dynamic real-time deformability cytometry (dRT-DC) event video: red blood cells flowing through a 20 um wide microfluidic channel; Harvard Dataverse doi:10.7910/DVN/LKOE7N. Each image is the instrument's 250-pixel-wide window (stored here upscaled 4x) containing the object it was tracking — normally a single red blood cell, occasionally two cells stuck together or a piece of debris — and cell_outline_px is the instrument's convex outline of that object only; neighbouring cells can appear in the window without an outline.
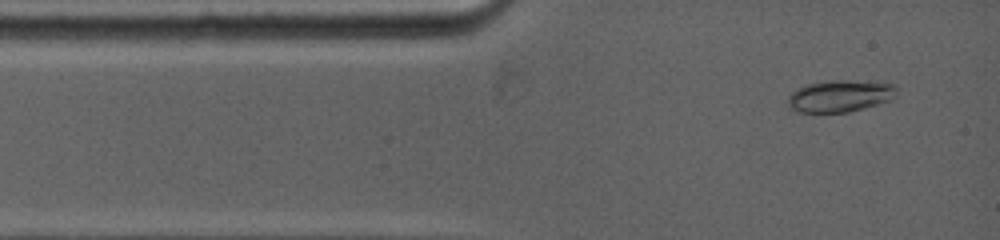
{"species": "common noctule bat (a hibernating species)", "species_latin": "Nyctalus noctula", "temperature_condition": "warm", "stored_images_in_passage": 6, "camera_frame_rate_fps": 5000, "um_per_image_px": 0.085, "animal": {"sex": "female", "body_mass_g": 19.0, "forearm_length_mm": 53.3}, "frame": {"image": 1, "passage_image": 1, "time_ms": 0.0, "image_size_px": [1000, 240], "cell_outline_px": [[896, 88], [888, 100], [864, 108], [848, 112], [800, 112], [792, 108], [788, 104], [788, 96], [792, 92], [808, 84], [836, 80], [892, 84]], "centroid_in_image_um": [71.33, 8.18], "position_along_channel_um": 13.7, "area_um2": 19.31}}
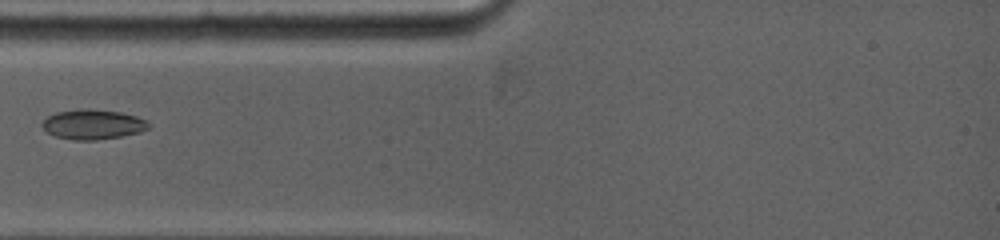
{"frame": {"image": 2, "passage_image": 4, "time_ms": 2.4, "image_size_px": [1000, 240], "cell_outline_px": [[148, 128], [140, 132], [120, 136], [96, 140], [72, 140], [56, 136], [48, 132], [40, 124], [48, 116], [56, 112], [80, 108], [120, 112], [136, 116], [144, 120], [148, 124]], "centroid_in_image_um": [7.85, 10.57], "position_along_channel_um": 77.1, "area_um2": 18.26}}
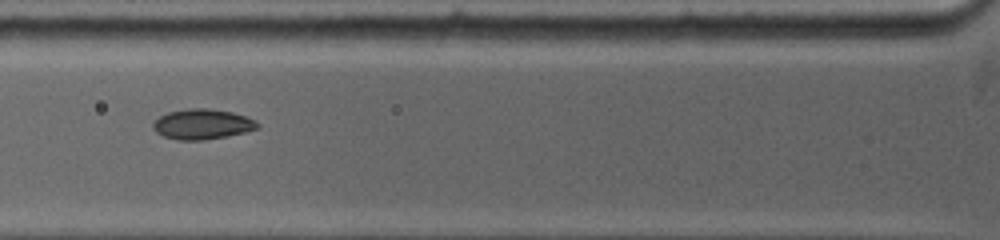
{"frame": {"image": 3, "passage_image": 5, "time_ms": 3.2, "image_size_px": [1000, 240], "cell_outline_px": [[260, 124], [256, 128], [244, 132], [224, 136], [200, 140], [180, 140], [164, 136], [156, 132], [152, 128], [152, 124], [160, 116], [168, 112], [188, 108], [204, 108], [232, 112], [244, 116]], "centroid_in_image_um": [17.14, 10.55], "position_along_channel_um": 108.7, "area_um2": 17.98}}